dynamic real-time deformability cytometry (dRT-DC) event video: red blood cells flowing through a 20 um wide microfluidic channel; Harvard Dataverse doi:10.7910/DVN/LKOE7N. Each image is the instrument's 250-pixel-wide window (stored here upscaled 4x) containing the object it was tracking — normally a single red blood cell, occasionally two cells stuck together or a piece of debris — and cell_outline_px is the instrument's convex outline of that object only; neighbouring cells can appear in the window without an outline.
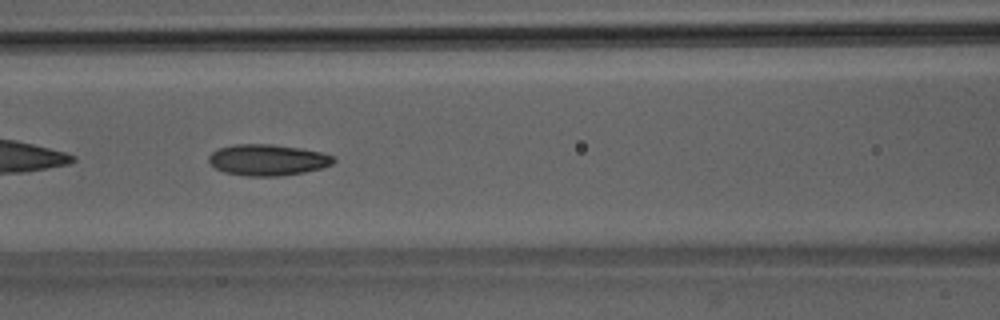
{"species": "Egyptian fruit bat (a non-hibernating species)", "species_latin": "Rousettus aegyptiacus", "temperature_condition": "room temperature", "stored_images_in_passage": 8, "camera_frame_rate_fps": 3000, "um_per_image_px": 0.085, "animal": {"sex": "male"}, "frame": {"image": 1, "passage_image": 6, "time_ms": 5.667, "image_size_px": [1000, 320], "cell_outline_px": [[336, 160], [332, 164], [324, 168], [304, 172], [280, 176], [248, 176], [224, 172], [216, 168], [208, 160], [208, 156], [212, 152], [220, 148], [236, 144], [272, 144], [300, 148], [320, 152], [332, 156]], "centroid_in_image_um": [22.76, 13.6], "position_along_channel_um": 143.8, "area_um2": 22.6}}